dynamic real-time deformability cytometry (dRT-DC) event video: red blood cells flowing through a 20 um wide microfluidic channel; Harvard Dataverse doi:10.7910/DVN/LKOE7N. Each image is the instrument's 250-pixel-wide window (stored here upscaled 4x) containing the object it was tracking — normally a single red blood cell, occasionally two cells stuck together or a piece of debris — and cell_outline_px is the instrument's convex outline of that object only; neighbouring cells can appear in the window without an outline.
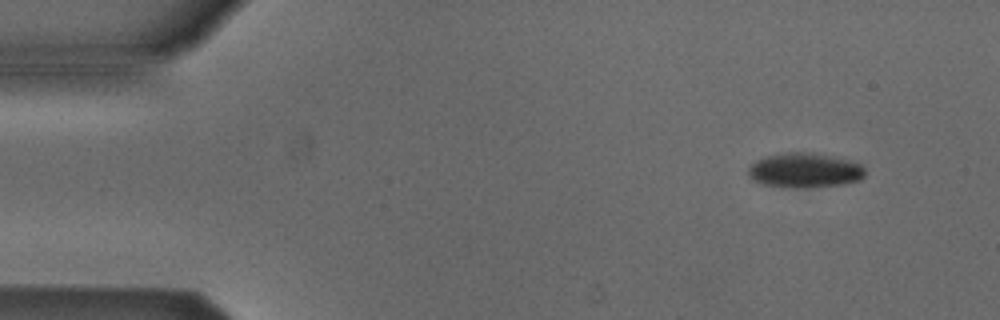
{"species": "Egyptian fruit bat (a non-hibernating species)", "species_latin": "Rousettus aegyptiacus", "temperature_condition": "cold", "stored_images_in_passage": 6, "camera_frame_rate_fps": 3000, "um_per_image_px": 0.085, "animal": {"sex": "male"}, "frame": {"image": 1, "passage_image": 1, "time_ms": 0.0, "image_size_px": [1000, 320], "cell_outline_px": [[864, 176], [860, 180], [844, 184], [804, 188], [780, 188], [764, 184], [752, 180], [748, 176], [748, 168], [756, 160], [768, 156], [788, 152], [812, 152], [832, 156], [864, 164]], "centroid_in_image_um": [68.4, 14.49], "position_along_channel_um": 16.6, "area_um2": 23.93}}
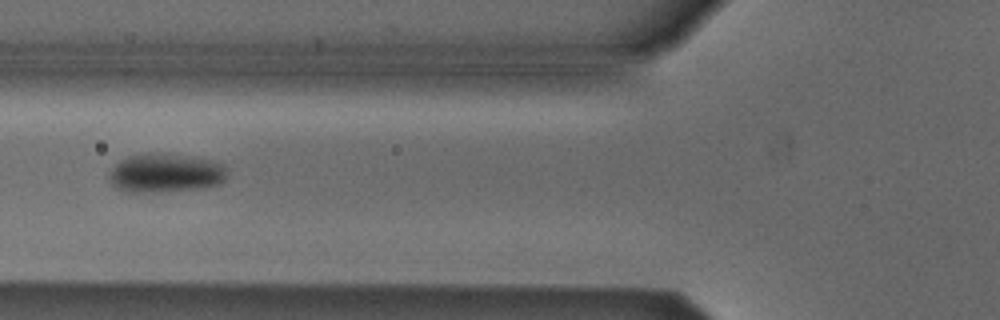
{"frame": {"image": 2, "passage_image": 5, "time_ms": 5.0, "image_size_px": [1000, 320], "cell_outline_px": [[224, 180], [220, 184], [204, 188], [160, 192], [128, 192], [116, 188], [108, 180], [108, 172], [120, 160], [128, 156], [148, 152], [152, 152], [204, 160], [220, 164], [224, 168]], "centroid_in_image_um": [13.95, 14.74], "position_along_channel_um": 111.9, "area_um2": 26.36}}
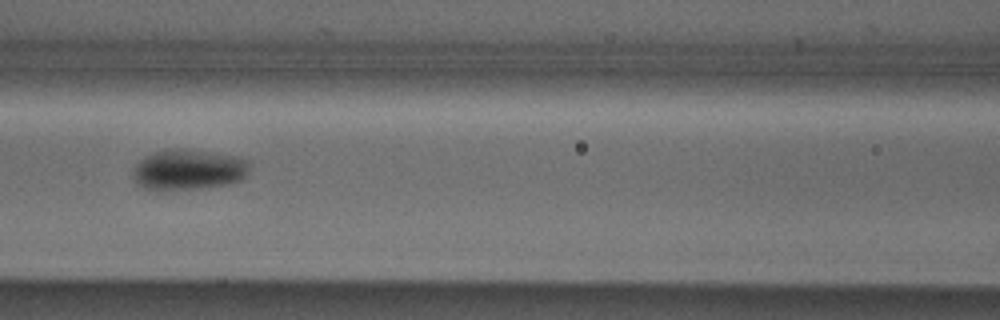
{"frame": {"image": 3, "passage_image": 6, "time_ms": 6.0, "image_size_px": [1000, 320], "cell_outline_px": [[248, 172], [240, 180], [232, 184], [204, 188], [164, 192], [156, 192], [144, 188], [136, 184], [132, 176], [132, 168], [140, 160], [152, 152], [168, 148], [184, 148], [232, 156], [248, 160]], "centroid_in_image_um": [15.93, 14.46], "position_along_channel_um": 150.7, "area_um2": 28.32}}